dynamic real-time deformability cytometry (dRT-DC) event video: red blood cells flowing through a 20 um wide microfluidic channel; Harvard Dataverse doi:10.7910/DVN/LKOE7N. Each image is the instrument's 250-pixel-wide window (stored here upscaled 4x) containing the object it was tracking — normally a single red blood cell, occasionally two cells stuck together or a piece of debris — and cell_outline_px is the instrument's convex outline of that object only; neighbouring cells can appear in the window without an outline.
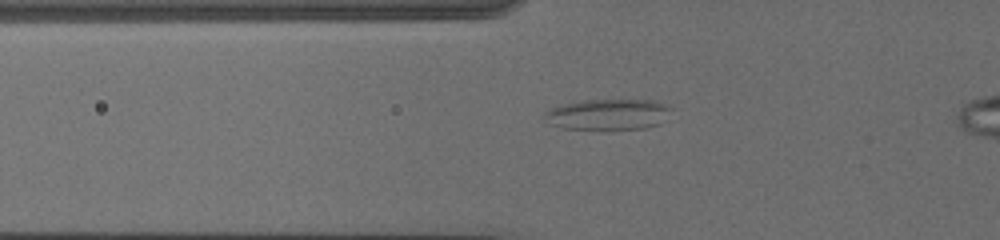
{"species": "common noctule bat (a hibernating species)", "species_latin": "Nyctalus noctula", "temperature_condition": "cold", "stored_images_in_passage": 19, "camera_frame_rate_fps": 3000, "um_per_image_px": 0.085, "animal": {"sex": "female", "body_mass_g": 19.5, "forearm_length_mm": 54.1}, "frame": {"image": 1, "passage_image": 13, "time_ms": 4.0, "image_size_px": [1000, 240], "cell_outline_px": [[672, 108], [660, 124], [644, 128], [564, 128], [552, 124], [544, 116], [544, 112], [548, 108], [564, 104], [584, 100], [652, 100], [664, 104]], "centroid_in_image_um": [51.68, 9.7], "position_along_channel_um": 74.1, "area_um2": 22.2}}